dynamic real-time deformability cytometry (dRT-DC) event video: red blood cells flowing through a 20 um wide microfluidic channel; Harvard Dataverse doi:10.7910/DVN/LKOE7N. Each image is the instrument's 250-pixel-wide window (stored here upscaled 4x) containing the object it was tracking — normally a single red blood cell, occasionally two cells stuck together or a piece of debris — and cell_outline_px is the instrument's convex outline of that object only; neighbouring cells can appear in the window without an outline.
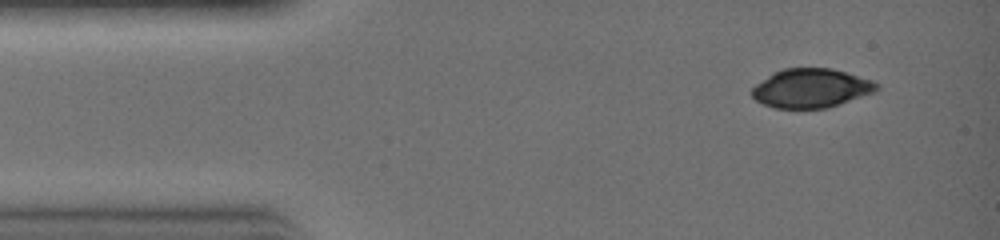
{"species": "common noctule bat (a hibernating species)", "species_latin": "Nyctalus noctula", "temperature_condition": "warm", "stored_images_in_passage": 2, "camera_frame_rate_fps": 3000, "um_per_image_px": 0.085, "animal": {"sex": "female", "body_mass_g": 19.0, "forearm_length_mm": 51.5}, "frame": {"image": 1, "passage_image": 1, "time_ms": 0.0, "image_size_px": [1000, 240], "cell_outline_px": [[880, 88], [876, 92], [824, 108], [776, 108], [764, 104], [756, 100], [752, 96], [752, 88], [756, 84], [768, 76], [784, 68], [832, 68], [872, 80], [880, 84]], "centroid_in_image_um": [68.97, 7.49], "position_along_channel_um": 16.0, "area_um2": 28.09}}